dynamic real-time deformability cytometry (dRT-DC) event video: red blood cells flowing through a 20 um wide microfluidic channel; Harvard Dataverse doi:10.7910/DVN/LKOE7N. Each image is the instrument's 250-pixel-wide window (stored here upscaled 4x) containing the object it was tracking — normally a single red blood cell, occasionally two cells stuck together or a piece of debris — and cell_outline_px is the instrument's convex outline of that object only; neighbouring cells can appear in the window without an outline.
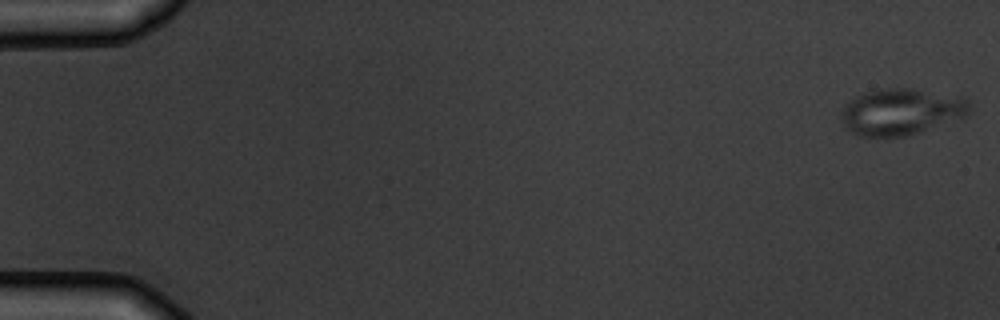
{"species": "common noctule bat (a hibernating species)", "species_latin": "Nyctalus noctula", "temperature_condition": "warm", "stored_images_in_passage": 9, "camera_frame_rate_fps": 3000, "um_per_image_px": 0.085, "animal": {"sex": "male", "body_mass_g": 19.5, "forearm_length_mm": 54.6}, "frame": {"image": 1, "passage_image": 1, "time_ms": 0.0, "image_size_px": [1000, 320], "cell_outline_px": [[968, 112], [964, 120], [908, 136], [856, 136], [844, 124], [840, 116], [840, 112], [844, 104], [856, 96], [864, 92], [884, 88], [912, 88], [964, 96], [968, 100]], "centroid_in_image_um": [76.66, 9.5], "position_along_channel_um": 8.3, "area_um2": 35.55}}